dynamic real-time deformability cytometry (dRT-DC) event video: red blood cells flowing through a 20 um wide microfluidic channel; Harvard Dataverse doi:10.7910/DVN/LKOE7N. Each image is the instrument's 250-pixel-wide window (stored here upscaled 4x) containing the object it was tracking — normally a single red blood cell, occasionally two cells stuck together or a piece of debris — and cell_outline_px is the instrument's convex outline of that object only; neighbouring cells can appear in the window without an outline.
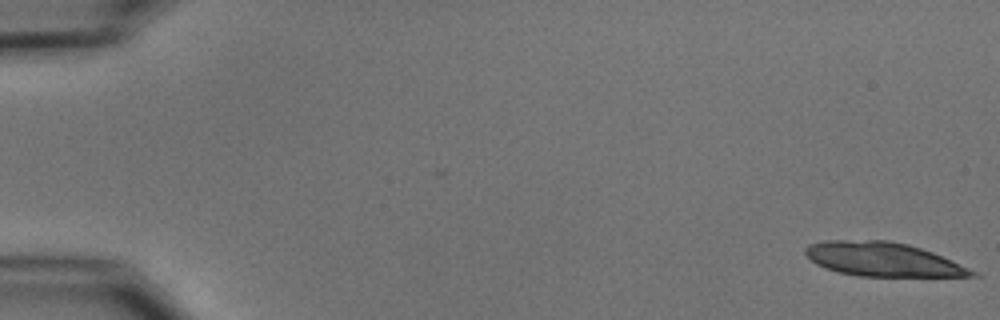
{"species": "common noctule bat (a hibernating species)", "species_latin": "Nyctalus noctula", "temperature_condition": "cold", "stored_images_in_passage": 11, "camera_frame_rate_fps": 3000, "um_per_image_px": 0.085, "animal": {"sex": "male", "body_mass_g": 15.6}, "frame": {"image": 1, "passage_image": 1, "time_ms": 0.0, "image_size_px": [1000, 320], "cell_outline_px": [[980, 276], [860, 276], [840, 272], [824, 268], [816, 264], [804, 252], [804, 248], [808, 244], [824, 240], [888, 240], [908, 244], [932, 252], [980, 272]], "centroid_in_image_um": [75.04, 22.04], "position_along_channel_um": 10.0, "area_um2": 32.95}}